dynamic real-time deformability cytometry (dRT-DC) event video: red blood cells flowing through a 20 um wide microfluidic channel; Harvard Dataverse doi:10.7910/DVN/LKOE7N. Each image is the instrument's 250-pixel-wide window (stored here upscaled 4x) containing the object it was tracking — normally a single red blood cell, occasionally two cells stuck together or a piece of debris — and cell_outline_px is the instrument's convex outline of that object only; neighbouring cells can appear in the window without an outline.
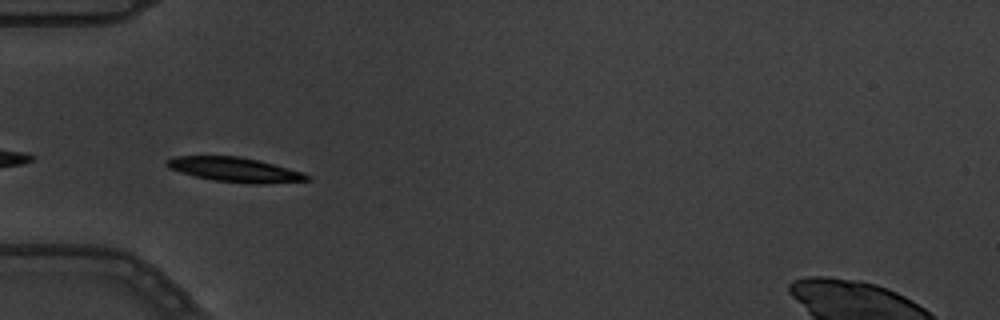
{"species": "common noctule bat (a hibernating species)", "species_latin": "Nyctalus noctula", "temperature_condition": "warm", "stored_images_in_passage": 6, "camera_frame_rate_fps": 3000, "um_per_image_px": 0.085, "animal": {"sex": "male", "body_mass_g": 19.5, "forearm_length_mm": 54.6}, "frame": {"image": 1, "passage_image": 6, "time_ms": 1.667, "image_size_px": [1000, 320], "cell_outline_px": [[312, 180], [264, 184], [256, 184], [212, 180], [196, 176], [168, 168], [164, 164], [164, 160], [176, 156], [240, 156], [304, 172], [312, 176]], "centroid_in_image_um": [19.99, 14.42], "position_along_channel_um": 65.0, "area_um2": 20.06}}